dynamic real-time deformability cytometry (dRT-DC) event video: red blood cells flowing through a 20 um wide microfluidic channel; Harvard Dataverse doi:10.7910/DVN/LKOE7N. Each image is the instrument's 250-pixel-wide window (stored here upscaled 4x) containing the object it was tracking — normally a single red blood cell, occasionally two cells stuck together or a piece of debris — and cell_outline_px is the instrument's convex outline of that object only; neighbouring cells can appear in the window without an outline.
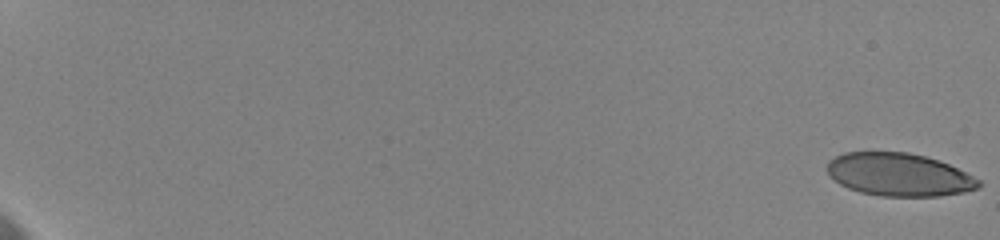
{"species": "human", "species_latin": "Homo sapiens", "temperature_condition": "cold", "stored_images_in_passage": 43, "camera_frame_rate_fps": 3000, "um_per_image_px": 0.085, "donor": {"sex": "female"}, "frame": {"image": 1, "passage_image": 1, "time_ms": 0.0, "image_size_px": [1000, 240], "cell_outline_px": [[980, 188], [964, 192], [936, 196], [880, 196], [860, 192], [848, 188], [840, 184], [828, 172], [828, 160], [844, 152], [908, 152], [940, 160], [980, 180]], "centroid_in_image_um": [76.42, 14.84], "position_along_channel_um": 8.6, "area_um2": 37.69}}
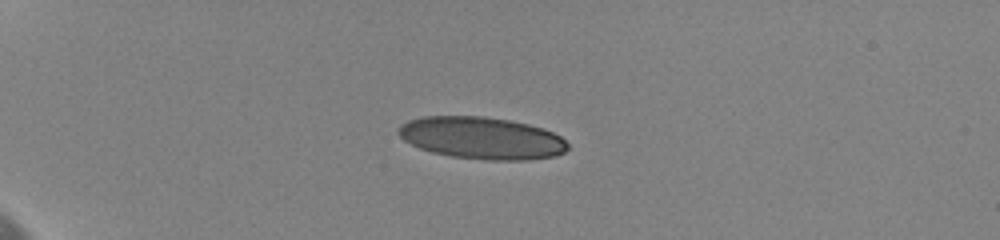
{"frame": {"image": 2, "passage_image": 15, "time_ms": 5.667, "image_size_px": [1000, 240], "cell_outline_px": [[568, 148], [564, 152], [556, 156], [528, 160], [488, 160], [452, 156], [432, 152], [420, 148], [404, 140], [396, 132], [400, 124], [408, 120], [424, 116], [484, 116], [508, 120], [528, 124], [544, 128], [560, 136], [568, 144]], "centroid_in_image_um": [40.94, 11.73], "position_along_channel_um": 44.1, "area_um2": 41.62}}
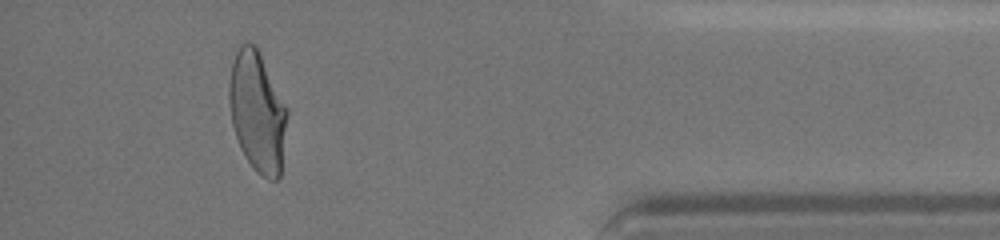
{"frame": {"image": 3, "passage_image": 40, "time_ms": 18.333, "image_size_px": [1000, 240], "cell_outline_px": [[288, 116], [280, 176], [276, 180], [268, 180], [260, 176], [252, 168], [244, 156], [240, 148], [232, 124], [228, 100], [228, 84], [232, 60], [240, 44], [256, 44], [288, 108]], "centroid_in_image_um": [21.87, 9.52], "position_along_channel_um": 413.3, "area_um2": 41.33}, "authors_computed_cell_mechanics": {"area_um2": 41.2114, "velocity_mm_per_s": 3.6097, "shape_relaxation_time_tau1_ms": 5.9573, "shape_relaxation_time_tau2_ms": null, "deformation_change_tau1": 0.1855, "deformation_change_tau2": null}}